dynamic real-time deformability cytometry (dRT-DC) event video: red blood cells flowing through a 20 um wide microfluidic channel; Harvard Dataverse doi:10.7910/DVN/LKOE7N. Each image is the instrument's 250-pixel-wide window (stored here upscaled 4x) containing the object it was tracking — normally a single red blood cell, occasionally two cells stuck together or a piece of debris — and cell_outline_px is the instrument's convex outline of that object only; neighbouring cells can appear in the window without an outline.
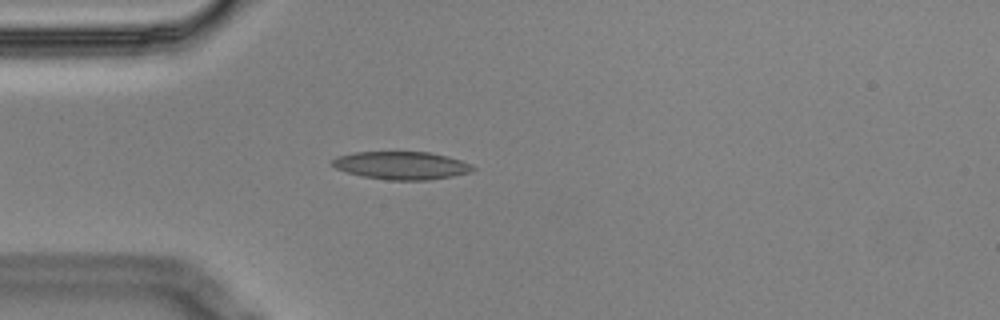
{"species": "Egyptian fruit bat (a non-hibernating species)", "species_latin": "Rousettus aegyptiacus", "temperature_condition": "cold", "stored_images_in_passage": 5, "camera_frame_rate_fps": 3000, "um_per_image_px": 0.085, "animal": {"sex": "male"}, "frame": {"image": 1, "passage_image": 5, "time_ms": 1.333, "image_size_px": [1000, 320], "cell_outline_px": [[476, 168], [468, 172], [452, 176], [428, 180], [388, 180], [364, 176], [348, 172], [336, 168], [332, 164], [332, 160], [336, 156], [352, 152], [428, 152], [448, 156], [472, 164]], "centroid_in_image_um": [34.12, 14.05], "position_along_channel_um": 50.9, "area_um2": 22.72}}